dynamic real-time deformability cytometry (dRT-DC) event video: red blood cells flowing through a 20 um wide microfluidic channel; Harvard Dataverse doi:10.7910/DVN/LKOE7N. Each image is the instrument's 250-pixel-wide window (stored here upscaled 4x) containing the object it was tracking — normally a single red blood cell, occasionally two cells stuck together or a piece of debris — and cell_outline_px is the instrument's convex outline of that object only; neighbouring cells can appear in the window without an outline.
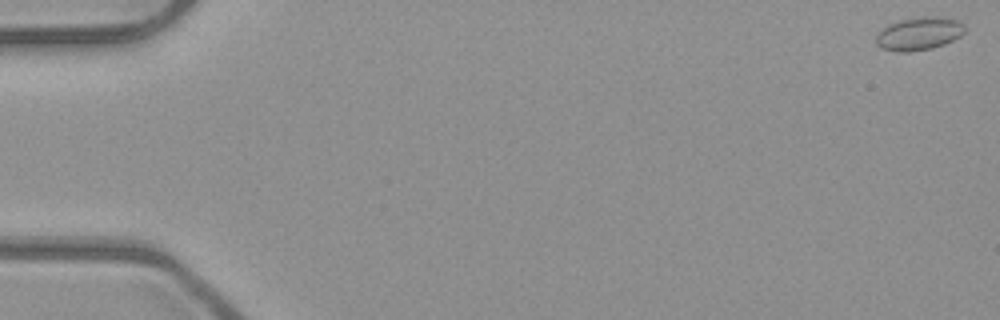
{"species": "common noctule bat (a hibernating species)", "species_latin": "Nyctalus noctula", "temperature_condition": "room temperature", "stored_images_in_passage": 53, "camera_frame_rate_fps": 3000, "um_per_image_px": 0.085, "animal": {"sex": "male", "body_mass_g": 23.1, "forearm_length_mm": 52.7}, "frame": {"image": 1, "passage_image": 1, "time_ms": 0.0, "image_size_px": [1000, 320], "cell_outline_px": [[964, 32], [960, 36], [944, 44], [932, 48], [908, 52], [896, 52], [880, 48], [876, 44], [876, 36], [888, 24], [900, 20], [920, 16], [936, 16], [956, 20], [964, 24]], "centroid_in_image_um": [78.1, 2.86], "position_along_channel_um": 6.9, "area_um2": 17.05}}
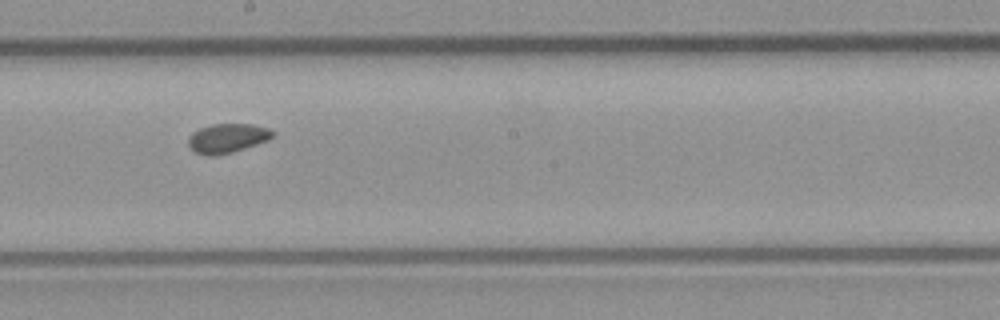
{"frame": {"image": 2, "passage_image": 30, "time_ms": 9.667, "image_size_px": [1000, 320], "cell_outline_px": [[276, 136], [268, 140], [232, 152], [212, 156], [196, 152], [188, 144], [188, 136], [192, 132], [200, 128], [212, 124], [252, 124], [268, 128], [276, 132]], "centroid_in_image_um": [19.35, 11.73], "position_along_channel_um": 228.8, "area_um2": 14.33}}
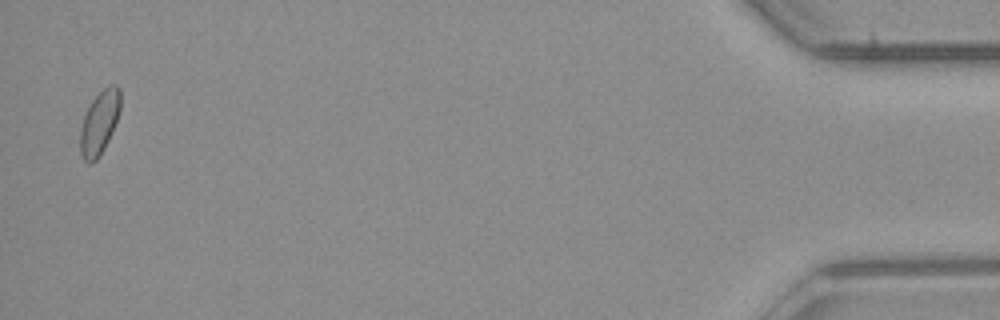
{"frame": {"image": 3, "passage_image": 52, "time_ms": 17.0, "image_size_px": [1000, 320], "cell_outline_px": [[120, 108], [112, 132], [100, 156], [92, 164], [88, 164], [84, 160], [80, 152], [80, 128], [84, 116], [92, 100], [104, 88], [112, 84], [116, 84], [120, 88]], "centroid_in_image_um": [8.44, 10.45], "position_along_channel_um": 426.8, "area_um2": 14.8}}